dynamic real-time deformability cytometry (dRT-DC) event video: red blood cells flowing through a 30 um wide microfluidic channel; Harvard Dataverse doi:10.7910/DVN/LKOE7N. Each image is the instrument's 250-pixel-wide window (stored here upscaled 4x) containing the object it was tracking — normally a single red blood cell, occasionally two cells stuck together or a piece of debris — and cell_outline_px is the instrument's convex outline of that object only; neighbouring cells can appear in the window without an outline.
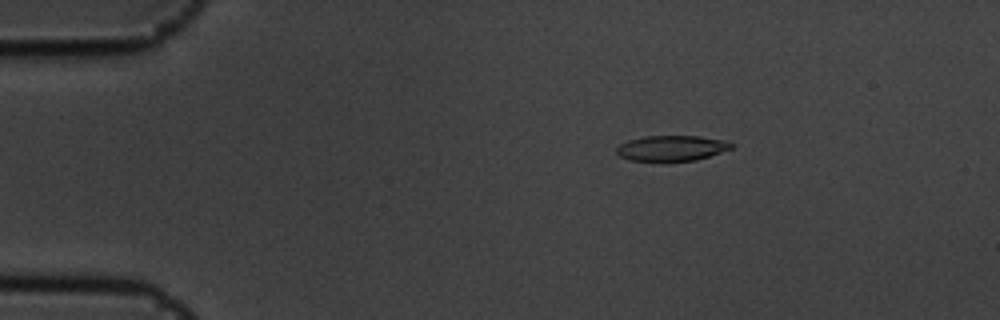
{"species": "common noctule bat (a hibernating species)", "species_latin": "Nyctalus noctula", "temperature_condition": "cold", "stored_images_in_passage": 56, "camera_frame_rate_fps": 3000, "um_per_image_px": 0.085, "animal": {"sex": "male", "body_mass_g": 19.5, "forearm_length_mm": 54.6}, "frame": {"image": 1, "passage_image": 10, "time_ms": 3.0, "image_size_px": [1000, 320], "cell_outline_px": [[736, 144], [732, 148], [696, 160], [664, 164], [632, 160], [620, 156], [616, 152], [616, 148], [620, 144], [628, 140], [644, 136], [700, 136], [728, 140]], "centroid_in_image_um": [57.1, 12.62], "position_along_channel_um": 27.9, "area_um2": 17.8}}
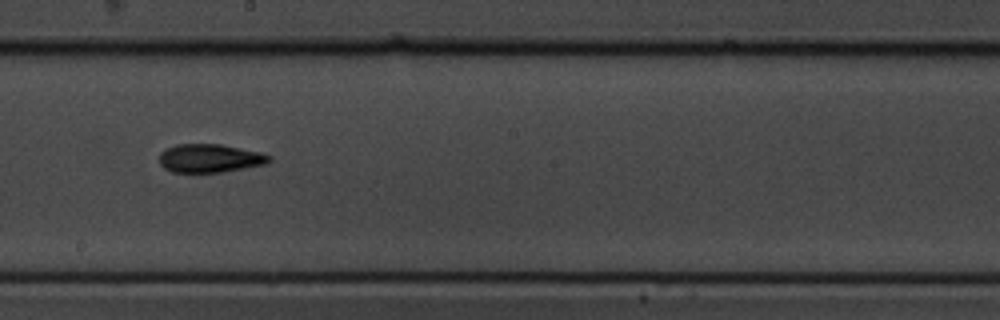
{"frame": {"image": 2, "passage_image": 32, "time_ms": 10.333, "image_size_px": [1000, 320], "cell_outline_px": [[272, 160], [264, 164], [244, 168], [220, 172], [172, 172], [164, 168], [160, 164], [160, 152], [176, 144], [220, 144], [260, 152], [272, 156]], "centroid_in_image_um": [17.84, 13.45], "position_along_channel_um": 230.4, "area_um2": 18.09}}
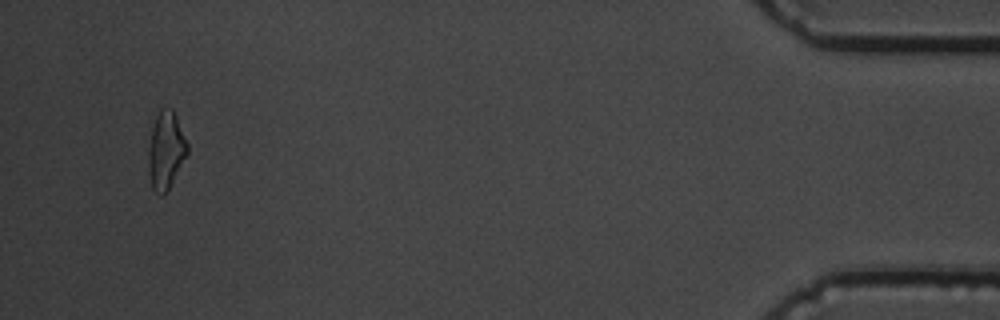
{"frame": {"image": 3, "passage_image": 54, "time_ms": 17.667, "image_size_px": [1000, 320], "cell_outline_px": [[188, 152], [164, 196], [160, 196], [152, 188], [148, 168], [148, 148], [152, 128], [156, 116], [160, 108], [172, 108], [176, 116], [188, 144]], "centroid_in_image_um": [14.08, 12.77], "position_along_channel_um": 421.1, "area_um2": 17.46}, "authors_computed_cell_mechanics": {"area_um2": 17.5712, "velocity_mm_per_s": 3.6078, "shape_relaxation_time_tau1_ms": 4.1218, "shape_relaxation_time_tau2_ms": 5.1929, "deformation_change_tau1": 0.141, "deformation_change_tau2": 0.1376}}